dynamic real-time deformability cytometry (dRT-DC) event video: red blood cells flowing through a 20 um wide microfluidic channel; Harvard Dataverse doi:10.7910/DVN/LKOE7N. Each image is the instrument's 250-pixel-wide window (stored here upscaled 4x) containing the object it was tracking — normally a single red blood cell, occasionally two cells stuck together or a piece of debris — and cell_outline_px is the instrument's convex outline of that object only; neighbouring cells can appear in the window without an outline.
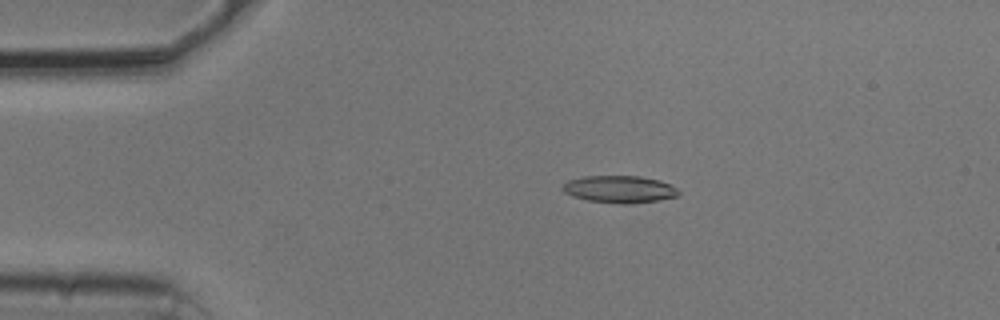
{"species": "common noctule bat (a hibernating species)", "species_latin": "Nyctalus noctula", "temperature_condition": "cold", "stored_images_in_passage": 49, "camera_frame_rate_fps": 3000, "um_per_image_px": 0.085, "animal": {"sex": "male", "body_mass_g": 20.5, "forearm_length_mm": 52.5}, "frame": {"image": 1, "passage_image": 6, "time_ms": 1.667, "image_size_px": [1000, 320], "cell_outline_px": [[680, 192], [676, 196], [656, 200], [588, 200], [572, 196], [564, 192], [560, 188], [568, 180], [584, 176], [640, 176], [660, 180], [676, 188]], "centroid_in_image_um": [52.59, 16.01], "position_along_channel_um": 32.4, "area_um2": 17.17}}
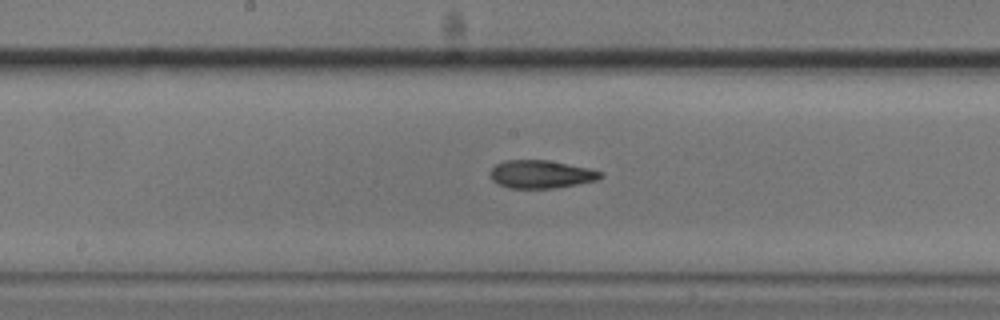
{"frame": {"image": 2, "passage_image": 23, "time_ms": 7.333, "image_size_px": [1000, 320], "cell_outline_px": [[604, 176], [596, 180], [576, 184], [552, 188], [508, 188], [492, 180], [492, 168], [496, 164], [504, 160], [548, 160], [588, 168], [600, 172]], "centroid_in_image_um": [45.98, 14.8], "position_along_channel_um": 202.2, "area_um2": 17.69}}
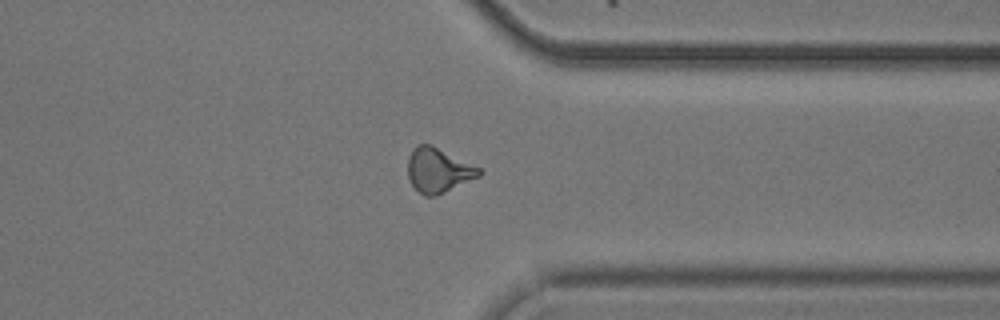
{"frame": {"image": 3, "passage_image": 37, "time_ms": 12.0, "image_size_px": [1000, 320], "cell_outline_px": [[484, 172], [480, 176], [436, 196], [424, 196], [408, 180], [408, 156], [412, 148], [416, 144], [432, 144], [480, 168]], "centroid_in_image_um": [37.24, 14.45], "position_along_channel_um": 374.2, "area_um2": 18.61}, "authors_computed_cell_mechanics": {"area_um2": 18.0336, "velocity_mm_per_s": 3.7593, "shape_relaxation_time_tau1_ms": 5.211, "shape_relaxation_time_tau2_ms": 2.233, "deformation_change_tau1": 0.1728, "deformation_change_tau2": 0.0984}}